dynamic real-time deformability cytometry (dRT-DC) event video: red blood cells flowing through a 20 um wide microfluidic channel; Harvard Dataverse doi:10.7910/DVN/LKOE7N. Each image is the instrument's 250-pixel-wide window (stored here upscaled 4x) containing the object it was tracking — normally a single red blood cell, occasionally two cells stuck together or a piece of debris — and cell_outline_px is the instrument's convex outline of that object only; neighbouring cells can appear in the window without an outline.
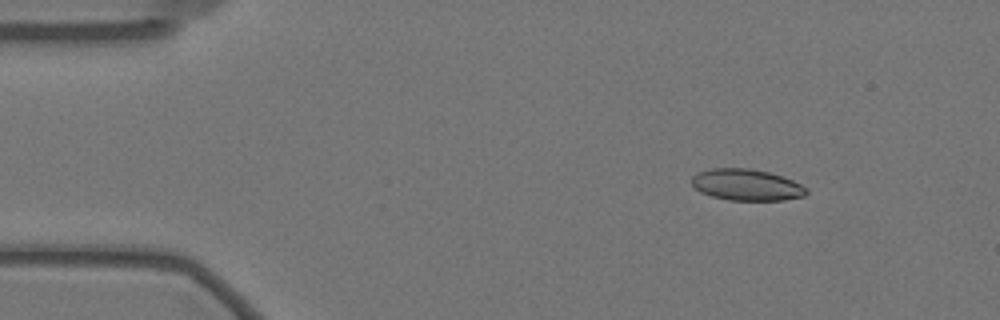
{"species": "Egyptian fruit bat (a non-hibernating species)", "species_latin": "Rousettus aegyptiacus", "temperature_condition": "warm", "stored_images_in_passage": 51, "camera_frame_rate_fps": 3000, "um_per_image_px": 0.085, "animal": {"sex": "female"}, "frame": {"image": 1, "passage_image": 1, "time_ms": 0.0, "image_size_px": [1000, 320], "cell_outline_px": [[808, 192], [804, 196], [784, 200], [728, 200], [712, 196], [700, 192], [692, 184], [692, 176], [696, 172], [712, 168], [748, 168], [768, 172], [792, 180], [808, 188]], "centroid_in_image_um": [63.45, 15.71], "position_along_channel_um": 21.6, "area_um2": 20.98}}
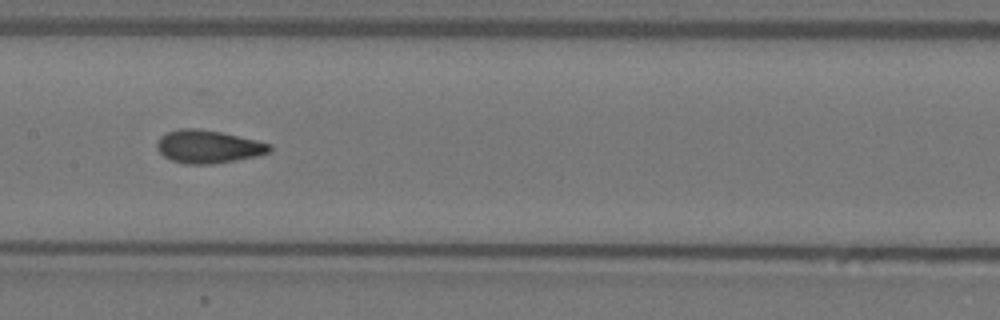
{"frame": {"image": 2, "passage_image": 22, "time_ms": 7.0, "image_size_px": [1000, 320], "cell_outline_px": [[272, 152], [256, 156], [236, 160], [212, 164], [184, 164], [172, 160], [164, 156], [156, 148], [156, 144], [160, 136], [168, 132], [180, 128], [200, 128], [220, 132], [256, 140], [272, 144]], "centroid_in_image_um": [17.7, 12.46], "position_along_channel_um": 189.7, "area_um2": 21.73}}
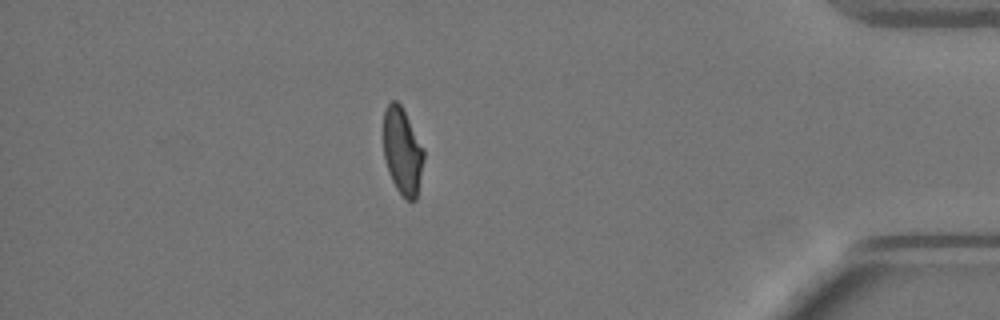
{"frame": {"image": 3, "passage_image": 44, "time_ms": 14.333, "image_size_px": [1000, 320], "cell_outline_px": [[424, 156], [416, 200], [408, 200], [396, 188], [388, 172], [384, 156], [384, 112], [388, 104], [392, 100], [396, 100], [400, 104], [424, 148]], "centroid_in_image_um": [34.2, 12.84], "position_along_channel_um": 401.0, "area_um2": 20.06}, "authors_computed_cell_mechanics": {"area_um2": 21.2126, "velocity_mm_per_s": 3.472, "shape_relaxation_time_tau1_ms": 7.9814, "shape_relaxation_time_tau2_ms": 1.2302, "deformation_change_tau1": 0.2009, "deformation_change_tau2": 0.0728}}